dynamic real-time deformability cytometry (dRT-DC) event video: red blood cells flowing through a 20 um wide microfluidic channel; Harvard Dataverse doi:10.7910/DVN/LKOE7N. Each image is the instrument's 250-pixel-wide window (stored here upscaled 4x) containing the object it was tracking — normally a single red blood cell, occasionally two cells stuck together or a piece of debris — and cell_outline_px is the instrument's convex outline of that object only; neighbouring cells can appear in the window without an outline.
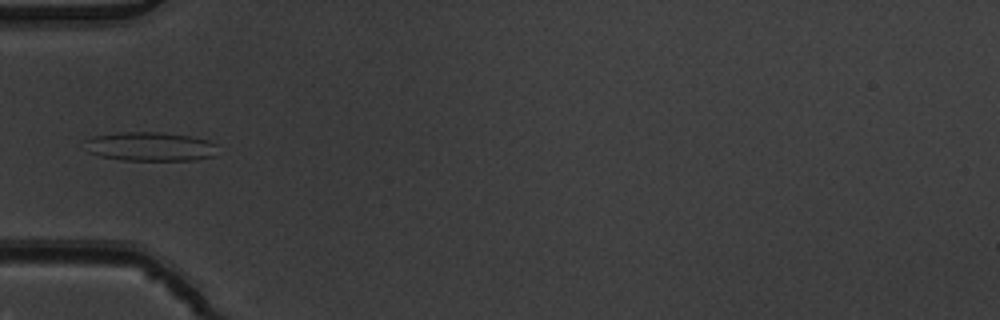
{"species": "common noctule bat (a hibernating species)", "species_latin": "Nyctalus noctula", "temperature_condition": "warm", "stored_images_in_passage": 6, "camera_frame_rate_fps": 3000, "um_per_image_px": 0.085, "animal": {"sex": "male", "body_mass_g": 19.5, "forearm_length_mm": 54.6}, "frame": {"image": 1, "passage_image": 6, "time_ms": 1.667, "image_size_px": [1000, 320], "cell_outline_px": [[216, 156], [196, 160], [120, 160], [100, 156], [88, 152], [84, 140], [92, 136], [120, 132], [160, 132], [188, 136], [208, 140], [216, 144]], "centroid_in_image_um": [12.76, 12.46], "position_along_channel_um": 72.2, "area_um2": 22.6}}